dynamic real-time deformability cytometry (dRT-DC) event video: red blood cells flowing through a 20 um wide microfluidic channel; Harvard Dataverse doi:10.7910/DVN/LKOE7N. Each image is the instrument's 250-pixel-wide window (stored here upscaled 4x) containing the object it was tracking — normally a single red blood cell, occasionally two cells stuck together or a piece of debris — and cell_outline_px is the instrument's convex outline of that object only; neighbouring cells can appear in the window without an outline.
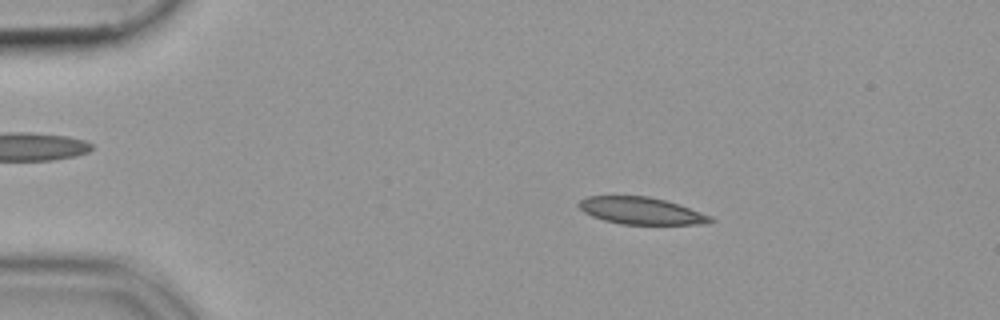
{"species": "common noctule bat (a hibernating species)", "species_latin": "Nyctalus noctula", "temperature_condition": "cold", "stored_images_in_passage": 52, "camera_frame_rate_fps": 3000, "um_per_image_px": 0.085, "animal": {"sex": "female", "body_mass_g": 19.9}, "frame": {"image": 1, "passage_image": 9, "time_ms": 2.667, "image_size_px": [1000, 320], "cell_outline_px": [[716, 220], [700, 224], [620, 224], [604, 220], [592, 216], [584, 212], [576, 204], [580, 200], [588, 196], [648, 196], [664, 200], [712, 216]], "centroid_in_image_um": [54.45, 17.91], "position_along_channel_um": 30.5, "area_um2": 20.52}}
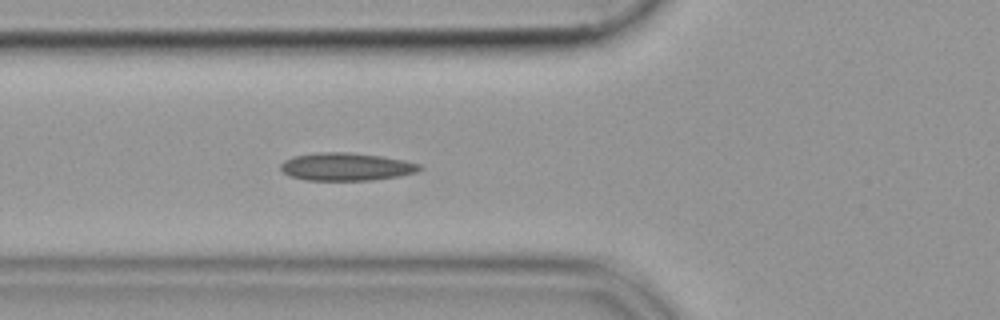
{"frame": {"image": 2, "passage_image": 19, "time_ms": 6.0, "image_size_px": [1000, 320], "cell_outline_px": [[420, 168], [416, 172], [400, 176], [372, 180], [304, 180], [288, 176], [280, 168], [280, 164], [284, 160], [292, 156], [316, 152], [348, 152], [380, 156], [404, 160], [420, 164]], "centroid_in_image_um": [29.37, 14.17], "position_along_channel_um": 96.4, "area_um2": 22.6}}
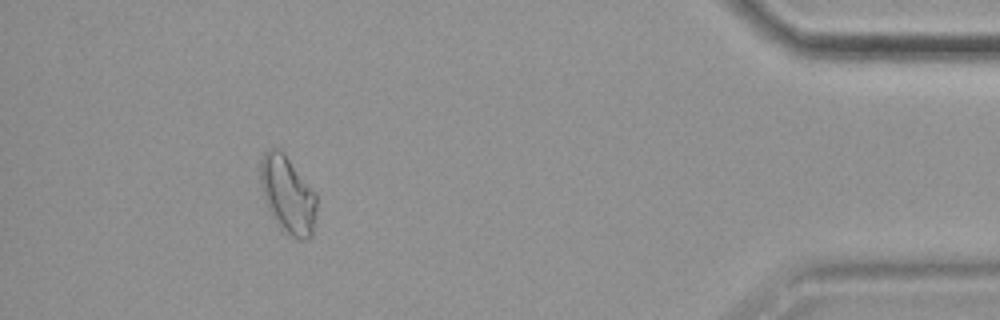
{"frame": {"image": 3, "passage_image": 48, "time_ms": 15.667, "image_size_px": [1000, 320], "cell_outline_px": [[316, 216], [312, 236], [304, 240], [300, 240], [284, 232], [280, 228], [272, 216], [268, 208], [260, 184], [260, 160], [264, 152], [268, 148], [276, 148], [284, 152], [316, 192]], "centroid_in_image_um": [24.46, 16.54], "position_along_channel_um": 410.7, "area_um2": 25.61}}